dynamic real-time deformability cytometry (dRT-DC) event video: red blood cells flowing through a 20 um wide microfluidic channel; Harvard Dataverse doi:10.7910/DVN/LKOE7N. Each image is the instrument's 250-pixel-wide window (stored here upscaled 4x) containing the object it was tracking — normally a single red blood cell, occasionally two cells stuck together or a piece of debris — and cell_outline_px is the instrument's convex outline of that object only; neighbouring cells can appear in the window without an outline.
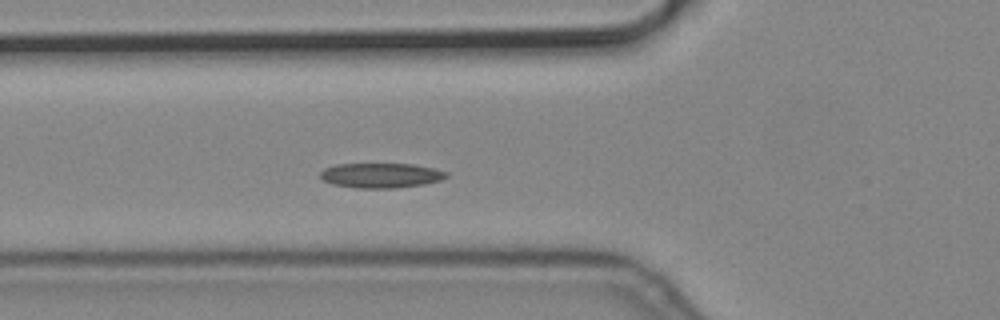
{"species": "common noctule bat (a hibernating species)", "species_latin": "Nyctalus noctula", "temperature_condition": "cold", "stored_images_in_passage": 3, "camera_frame_rate_fps": 3000, "um_per_image_px": 0.085, "animal": {"sex": "male", "body_mass_g": 19.2, "forearm_length_mm": 51.8}, "frame": {"image": 1, "passage_image": 3, "time_ms": 0.667, "image_size_px": [1000, 320], "cell_outline_px": [[448, 176], [440, 180], [424, 184], [396, 188], [356, 188], [332, 184], [324, 180], [320, 176], [320, 172], [324, 168], [336, 164], [412, 164], [432, 168], [448, 172]], "centroid_in_image_um": [32.36, 14.91], "position_along_channel_um": 93.4, "area_um2": 18.21}}